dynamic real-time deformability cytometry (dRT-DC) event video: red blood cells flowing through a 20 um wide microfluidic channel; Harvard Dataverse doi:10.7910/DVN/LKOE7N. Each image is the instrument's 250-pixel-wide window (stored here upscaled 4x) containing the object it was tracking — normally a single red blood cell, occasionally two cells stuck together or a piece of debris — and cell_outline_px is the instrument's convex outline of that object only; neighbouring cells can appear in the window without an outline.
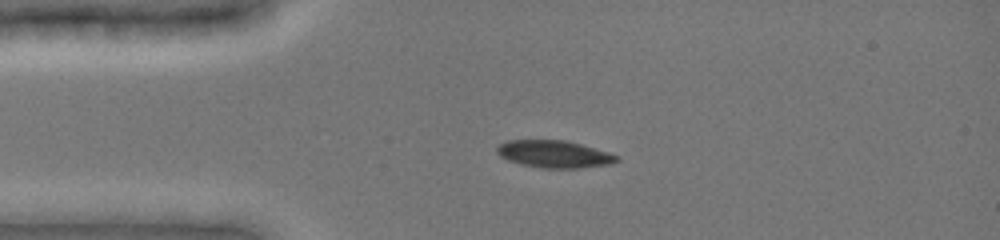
{"species": "common noctule bat (a hibernating species)", "species_latin": "Nyctalus noctula", "temperature_condition": "cold", "stored_images_in_passage": 41, "camera_frame_rate_fps": 3000, "um_per_image_px": 0.085, "animal": {"sex": "female", "body_mass_g": 19.0, "forearm_length_mm": 51.5}, "frame": {"image": 1, "passage_image": 1, "time_ms": 0.0, "image_size_px": [1000, 240], "cell_outline_px": [[620, 160], [612, 164], [580, 168], [540, 168], [520, 164], [508, 160], [500, 156], [496, 152], [496, 148], [500, 144], [508, 140], [564, 140], [580, 144], [608, 152], [620, 156]], "centroid_in_image_um": [47.12, 13.11], "position_along_channel_um": 37.9, "area_um2": 19.13}}
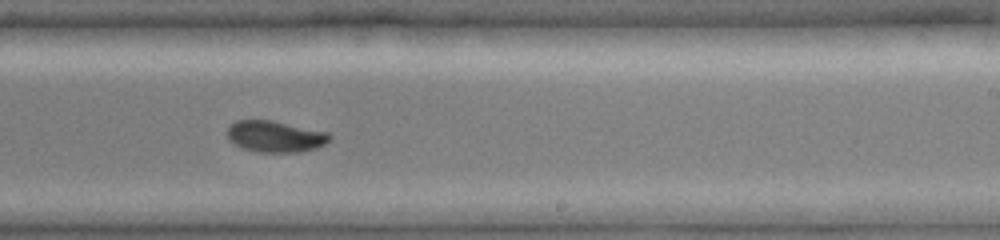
{"frame": {"image": 2, "passage_image": 21, "time_ms": 6.333, "image_size_px": [1000, 240], "cell_outline_px": [[332, 136], [324, 144], [316, 148], [300, 152], [260, 152], [240, 148], [228, 140], [228, 128], [236, 120], [272, 120], [328, 132]], "centroid_in_image_um": [23.38, 11.6], "position_along_channel_um": 265.6, "area_um2": 18.73}}
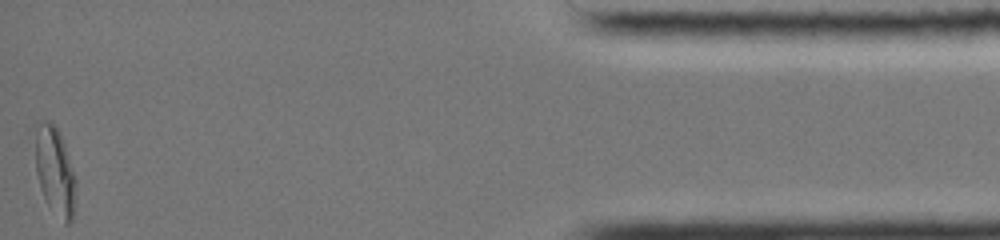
{"frame": {"image": 3, "passage_image": 41, "time_ms": 12.333, "image_size_px": [1000, 240], "cell_outline_px": [[76, 184], [72, 220], [68, 224], [64, 224], [48, 204], [40, 188], [36, 172], [32, 124], [36, 120], [48, 120], [60, 132], [76, 180]], "centroid_in_image_um": [4.6, 14.43], "position_along_channel_um": 430.6, "area_um2": 21.39}, "authors_computed_cell_mechanics": {"area_um2": 19.8254, "velocity_mm_per_s": 3.957, "shape_relaxation_time_tau1_ms": 3.6064, "shape_relaxation_time_tau2_ms": null, "deformation_change_tau1": 0.11, "deformation_change_tau2": null}}